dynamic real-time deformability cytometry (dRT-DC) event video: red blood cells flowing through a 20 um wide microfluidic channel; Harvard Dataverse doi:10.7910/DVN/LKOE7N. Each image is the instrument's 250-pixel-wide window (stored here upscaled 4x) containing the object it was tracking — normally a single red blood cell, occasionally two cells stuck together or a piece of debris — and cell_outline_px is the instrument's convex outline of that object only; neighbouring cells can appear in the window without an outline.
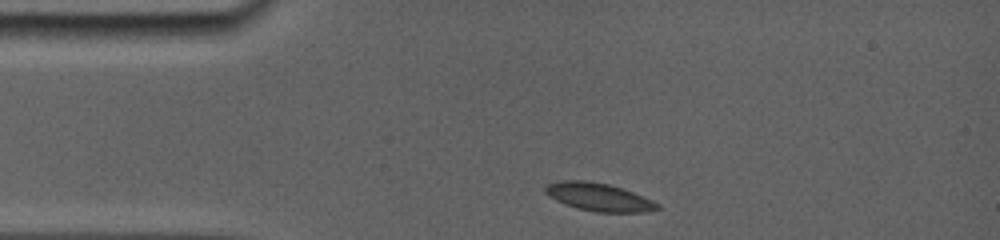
{"species": "common noctule bat (a hibernating species)", "species_latin": "Nyctalus noctula", "temperature_condition": "room temperature", "stored_images_in_passage": 35, "camera_frame_rate_fps": 5000, "um_per_image_px": 0.085, "animal": {"sex": "female", "body_mass_g": 19.0, "forearm_length_mm": 56.7}, "frame": {"image": 1, "passage_image": 1, "time_ms": 0.0, "image_size_px": [1000, 240], "cell_outline_px": [[660, 208], [644, 212], [596, 212], [576, 208], [556, 200], [548, 196], [544, 192], [544, 188], [548, 184], [560, 180], [588, 180], [608, 184], [644, 196], [660, 204]], "centroid_in_image_um": [50.88, 16.74], "position_along_channel_um": 34.1, "area_um2": 18.26}}
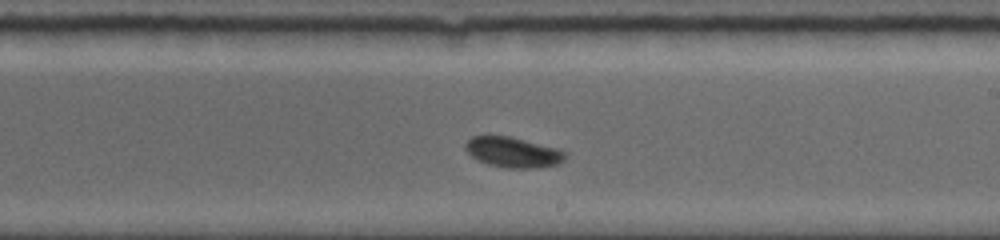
{"frame": {"image": 2, "passage_image": 20, "time_ms": 6.4, "image_size_px": [1000, 240], "cell_outline_px": [[568, 156], [560, 164], [540, 168], [504, 168], [488, 164], [476, 160], [464, 148], [464, 144], [472, 136], [488, 132], [508, 136], [556, 148], [568, 152]], "centroid_in_image_um": [43.57, 12.92], "position_along_channel_um": 245.4, "area_um2": 18.32}}
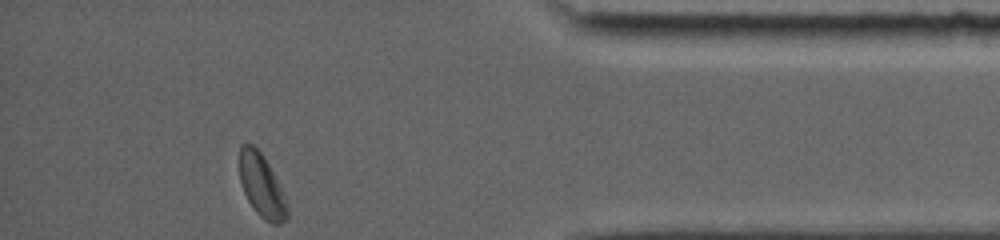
{"frame": {"image": 3, "passage_image": 35, "time_ms": 11.4, "image_size_px": [1000, 240], "cell_outline_px": [[288, 216], [280, 224], [272, 224], [264, 220], [256, 212], [248, 200], [244, 192], [240, 180], [240, 144], [252, 144], [264, 156], [284, 192], [288, 208]], "centroid_in_image_um": [22.26, 15.8], "position_along_channel_um": 412.9, "area_um2": 17.51}, "authors_computed_cell_mechanics": {"area_um2": 17.9758, "velocity_mm_per_s": 3.8004, "shape_relaxation_time_tau1_ms": 2.0703, "shape_relaxation_time_tau2_ms": null, "deformation_change_tau1": 0.0893, "deformation_change_tau2": null}}